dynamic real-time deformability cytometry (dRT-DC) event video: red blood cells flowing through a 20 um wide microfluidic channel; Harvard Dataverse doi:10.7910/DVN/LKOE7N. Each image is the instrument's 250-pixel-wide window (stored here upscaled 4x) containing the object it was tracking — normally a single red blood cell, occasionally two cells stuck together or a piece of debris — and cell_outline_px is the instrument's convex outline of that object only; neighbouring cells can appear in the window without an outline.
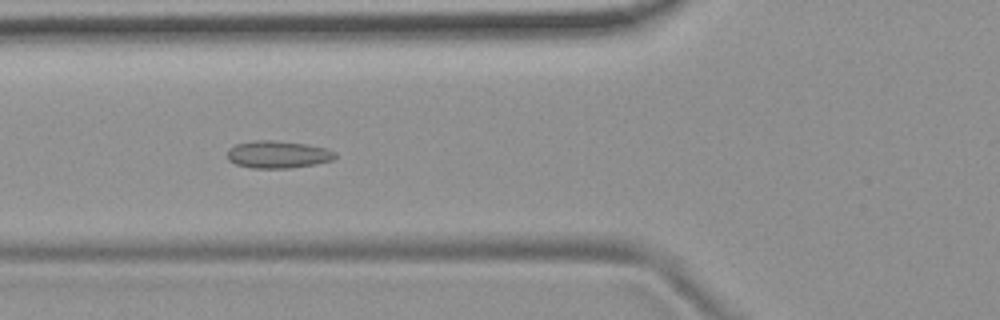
{"species": "common noctule bat (a hibernating species)", "species_latin": "Nyctalus noctula", "temperature_condition": "room temperature", "stored_images_in_passage": 54, "camera_frame_rate_fps": 3000, "um_per_image_px": 0.085, "animal": {"sex": "female", "body_mass_g": 19.9}, "frame": {"image": 1, "passage_image": 20, "time_ms": 6.333, "image_size_px": [1000, 320], "cell_outline_px": [[336, 156], [332, 160], [316, 164], [288, 168], [252, 168], [236, 164], [228, 160], [228, 148], [236, 144], [256, 140], [272, 140], [304, 144], [328, 148], [336, 152]], "centroid_in_image_um": [23.62, 13.13], "position_along_channel_um": 102.2, "area_um2": 17.17}}
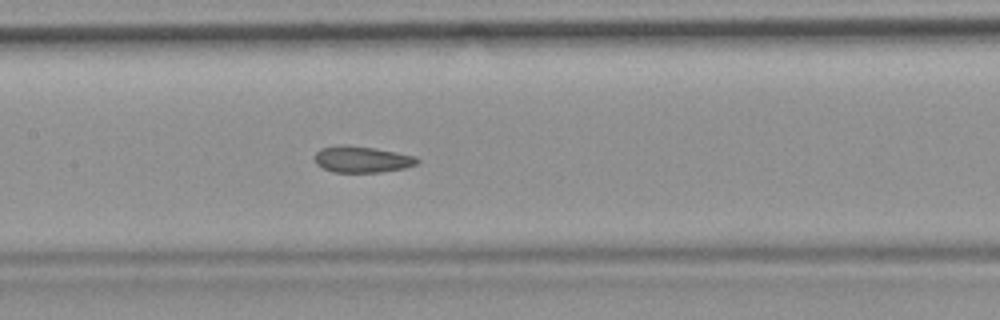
{"frame": {"image": 2, "passage_image": 26, "time_ms": 8.333, "image_size_px": [1000, 320], "cell_outline_px": [[420, 160], [416, 164], [404, 168], [380, 172], [332, 172], [316, 164], [316, 152], [320, 148], [340, 144], [344, 144], [376, 148], [416, 156]], "centroid_in_image_um": [30.76, 13.53], "position_along_channel_um": 176.6, "area_um2": 15.78}}
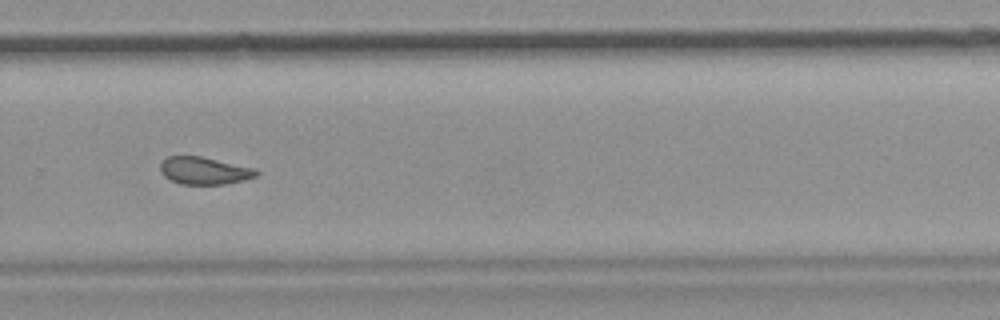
{"frame": {"image": 3, "passage_image": 37, "time_ms": 12.0, "image_size_px": [1000, 320], "cell_outline_px": [[260, 172], [256, 176], [244, 180], [228, 184], [180, 184], [164, 176], [160, 172], [160, 164], [168, 156], [200, 156], [256, 168]], "centroid_in_image_um": [17.39, 14.51], "position_along_channel_um": 312.4, "area_um2": 15.37}, "authors_computed_cell_mechanics": {"area_um2": 16.4441, "velocity_mm_per_s": 3.7212, "shape_relaxation_time_tau1_ms": null, "shape_relaxation_time_tau2_ms": 1.9878, "deformation_change_tau1": null, "deformation_change_tau2": 0.0713}}